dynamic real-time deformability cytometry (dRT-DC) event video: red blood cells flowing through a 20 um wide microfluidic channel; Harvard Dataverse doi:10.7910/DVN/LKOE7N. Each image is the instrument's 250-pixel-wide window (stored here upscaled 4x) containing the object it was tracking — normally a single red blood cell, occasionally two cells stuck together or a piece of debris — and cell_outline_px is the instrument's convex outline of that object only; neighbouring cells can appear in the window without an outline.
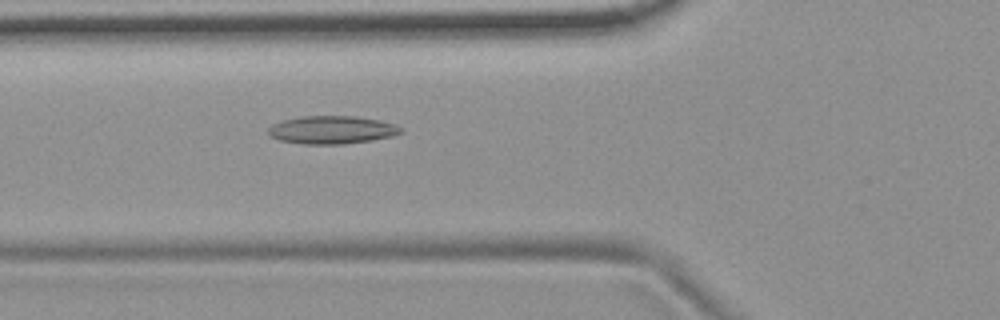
{"species": "common noctule bat (a hibernating species)", "species_latin": "Nyctalus noctula", "temperature_condition": "room temperature", "stored_images_in_passage": 54, "camera_frame_rate_fps": 3000, "um_per_image_px": 0.085, "animal": {"sex": "female", "body_mass_g": 19.9}, "frame": {"image": 1, "passage_image": 20, "time_ms": 6.333, "image_size_px": [1000, 320], "cell_outline_px": [[404, 132], [392, 136], [372, 140], [344, 144], [304, 144], [280, 140], [268, 136], [268, 128], [272, 124], [280, 120], [304, 116], [356, 116], [380, 120], [396, 124], [404, 128]], "centroid_in_image_um": [28.23, 11.03], "position_along_channel_um": 97.6, "area_um2": 21.91}}
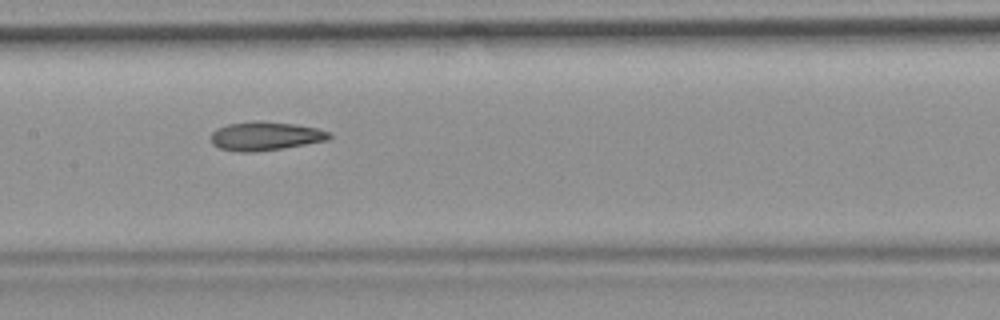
{"frame": {"image": 2, "passage_image": 27, "time_ms": 8.667, "image_size_px": [1000, 320], "cell_outline_px": [[332, 136], [328, 140], [280, 148], [252, 152], [240, 152], [220, 148], [212, 144], [212, 132], [216, 128], [228, 124], [252, 120], [256, 120], [296, 124], [316, 128], [332, 132]], "centroid_in_image_um": [22.55, 11.55], "position_along_channel_um": 184.8, "area_um2": 19.77}}
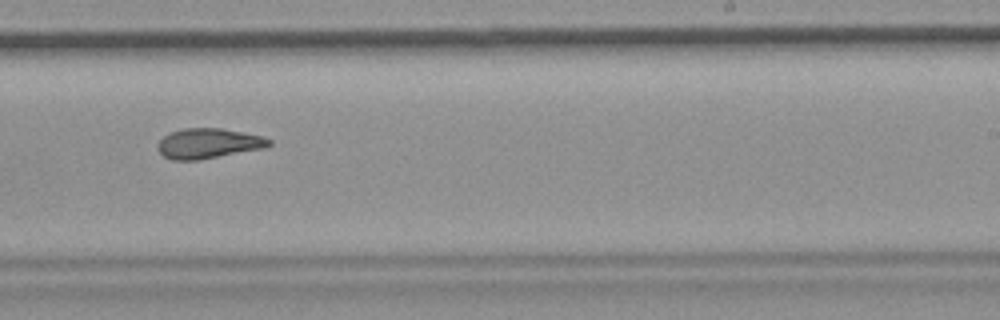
{"frame": {"image": 3, "passage_image": 34, "time_ms": 11.0, "image_size_px": [1000, 320], "cell_outline_px": [[272, 144], [264, 148], [200, 160], [172, 160], [164, 156], [156, 148], [156, 144], [168, 132], [184, 128], [220, 128], [264, 136], [272, 140]], "centroid_in_image_um": [17.7, 12.19], "position_along_channel_um": 271.3, "area_um2": 19.71}, "authors_computed_cell_mechanics": {"area_um2": 20.4034, "velocity_mm_per_s": 3.7303, "shape_relaxation_time_tau1_ms": null, "shape_relaxation_time_tau2_ms": 3.8024, "deformation_change_tau1": null, "deformation_change_tau2": 0.1227}}